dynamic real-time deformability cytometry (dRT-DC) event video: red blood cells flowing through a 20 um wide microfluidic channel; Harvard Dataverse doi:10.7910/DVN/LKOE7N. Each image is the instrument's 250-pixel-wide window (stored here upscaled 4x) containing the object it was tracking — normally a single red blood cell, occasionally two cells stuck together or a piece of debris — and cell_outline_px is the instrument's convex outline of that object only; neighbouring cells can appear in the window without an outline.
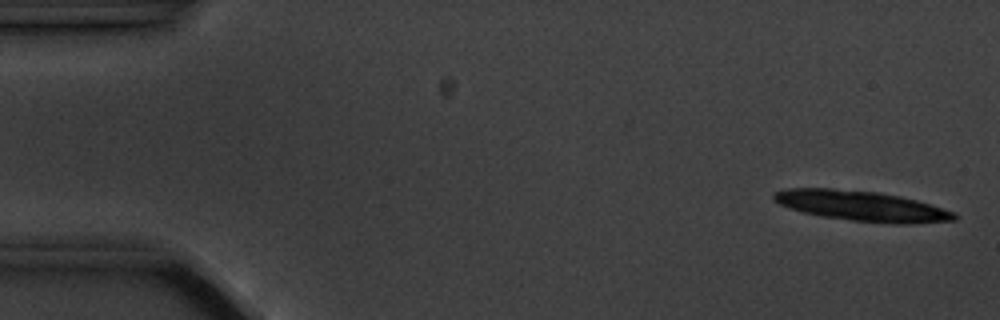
{"species": "common noctule bat (a hibernating species)", "species_latin": "Nyctalus noctula", "temperature_condition": "cold", "stored_images_in_passage": 6, "camera_frame_rate_fps": 3000, "um_per_image_px": 0.085, "animal": {"sex": "male", "body_mass_g": 20.1, "forearm_length_mm": 53.5}, "frame": {"image": 1, "passage_image": 1, "time_ms": 0.0, "image_size_px": [1000, 320], "cell_outline_px": [[960, 216], [956, 220], [908, 224], [892, 224], [852, 220], [820, 216], [804, 212], [780, 204], [772, 200], [772, 192], [788, 188], [832, 188], [880, 192], [900, 196], [916, 200], [956, 212]], "centroid_in_image_um": [73.26, 17.5], "position_along_channel_um": 11.7, "area_um2": 31.96}}